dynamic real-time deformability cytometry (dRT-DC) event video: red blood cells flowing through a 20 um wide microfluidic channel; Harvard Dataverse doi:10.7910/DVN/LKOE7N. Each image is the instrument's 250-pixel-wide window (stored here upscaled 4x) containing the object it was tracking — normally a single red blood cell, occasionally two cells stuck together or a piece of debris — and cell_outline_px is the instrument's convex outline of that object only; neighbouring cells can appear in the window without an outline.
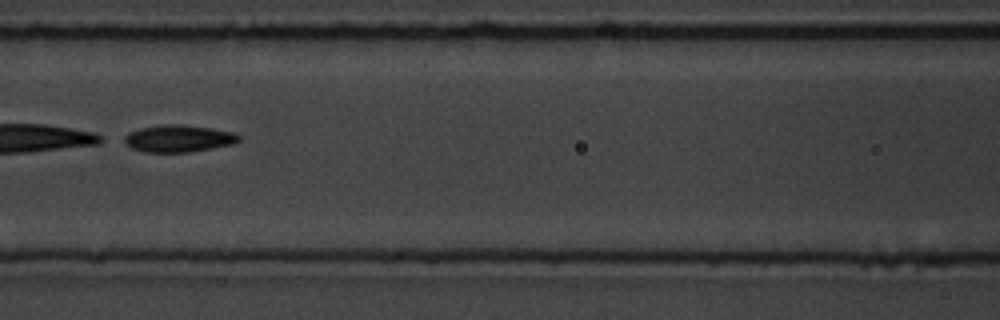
{"species": "common noctule bat (a hibernating species)", "species_latin": "Nyctalus noctula", "temperature_condition": "room temperature", "stored_images_in_passage": 47, "camera_frame_rate_fps": 3000, "um_per_image_px": 0.085, "animal": {"sex": "male", "body_mass_g": 19.5, "forearm_length_mm": 54.6}, "frame": {"image": 1, "passage_image": 17, "time_ms": 5.333, "image_size_px": [1000, 320], "cell_outline_px": [[240, 140], [232, 144], [212, 148], [188, 152], [144, 152], [132, 148], [116, 140], [128, 132], [140, 128], [164, 124], [180, 124], [212, 128], [232, 132], [240, 136]], "centroid_in_image_um": [15.06, 11.77], "position_along_channel_um": 151.5, "area_um2": 18.38}}